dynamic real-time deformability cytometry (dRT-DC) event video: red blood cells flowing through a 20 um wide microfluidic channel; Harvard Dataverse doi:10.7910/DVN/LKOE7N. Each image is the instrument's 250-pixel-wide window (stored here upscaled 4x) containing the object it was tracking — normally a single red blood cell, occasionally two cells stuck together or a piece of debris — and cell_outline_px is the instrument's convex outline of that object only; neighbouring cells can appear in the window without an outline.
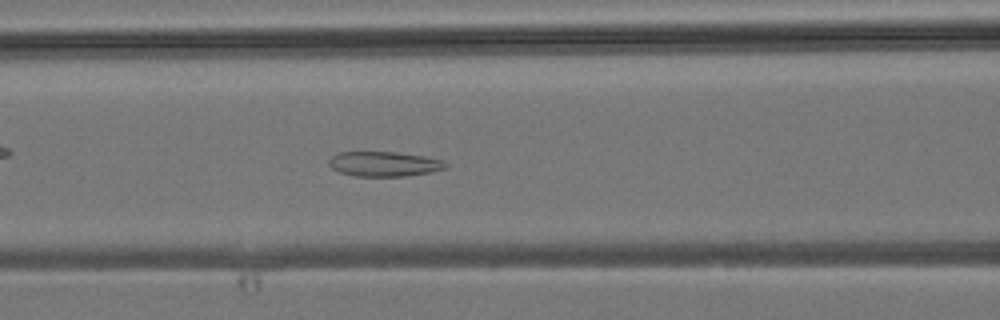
{"species": "common noctule bat (a hibernating species)", "species_latin": "Nyctalus noctula", "temperature_condition": "room temperature", "stored_images_in_passage": 42, "camera_frame_rate_fps": 3000, "um_per_image_px": 0.085, "animal": {"sex": "male", "body_mass_g": 19.2, "forearm_length_mm": 51.8}, "frame": {"image": 1, "passage_image": 17, "time_ms": 5.333, "image_size_px": [1000, 320], "cell_outline_px": [[448, 164], [444, 168], [432, 172], [404, 176], [356, 176], [340, 172], [332, 168], [328, 164], [328, 160], [332, 156], [340, 152], [396, 152], [424, 156], [444, 160]], "centroid_in_image_um": [32.66, 13.93], "position_along_channel_um": 133.9, "area_um2": 16.88}}
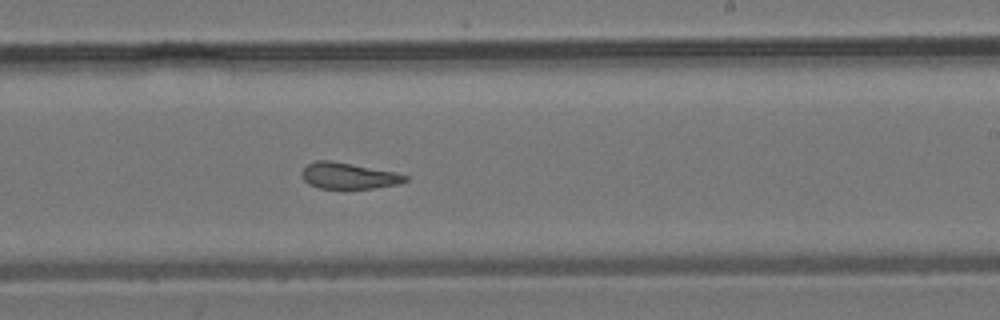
{"frame": {"image": 2, "passage_image": 25, "time_ms": 8.0, "image_size_px": [1000, 320], "cell_outline_px": [[408, 180], [400, 184], [376, 188], [320, 188], [308, 184], [304, 180], [300, 172], [308, 164], [316, 160], [332, 160], [396, 172], [408, 176]], "centroid_in_image_um": [29.64, 14.94], "position_along_channel_um": 259.4, "area_um2": 15.9}}
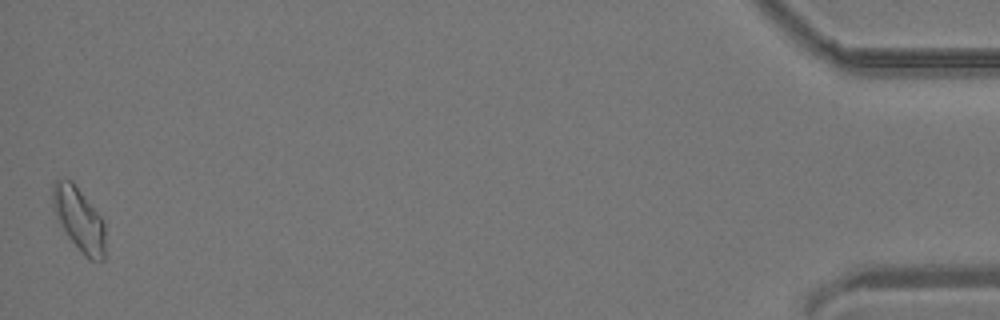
{"frame": {"image": 3, "passage_image": 42, "time_ms": 13.667, "image_size_px": [1000, 320], "cell_outline_px": [[104, 260], [88, 260], [84, 256], [68, 236], [52, 208], [52, 184], [56, 180], [72, 180], [104, 220]], "centroid_in_image_um": [6.72, 18.63], "position_along_channel_um": 428.5, "area_um2": 19.31}}